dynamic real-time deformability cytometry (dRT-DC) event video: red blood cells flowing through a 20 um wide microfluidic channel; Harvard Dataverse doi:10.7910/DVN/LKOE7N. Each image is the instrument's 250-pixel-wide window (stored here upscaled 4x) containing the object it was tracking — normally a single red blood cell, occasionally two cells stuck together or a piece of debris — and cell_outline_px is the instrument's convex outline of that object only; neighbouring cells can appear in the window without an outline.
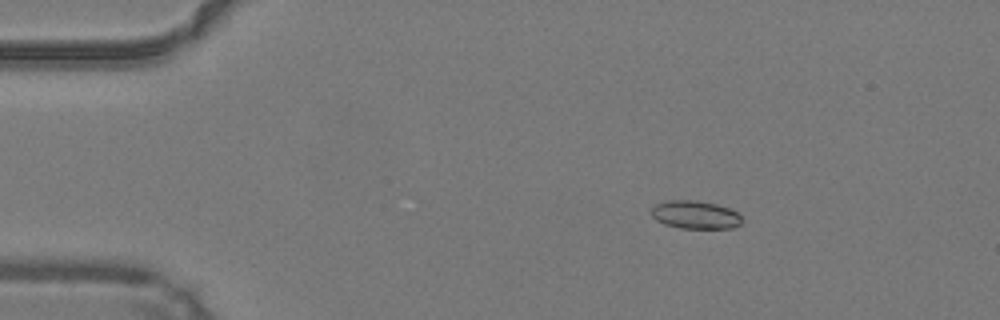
{"species": "common noctule bat (a hibernating species)", "species_latin": "Nyctalus noctula", "temperature_condition": "warm", "stored_images_in_passage": 49, "camera_frame_rate_fps": 3000, "um_per_image_px": 0.085, "animal": {"sex": "male", "body_mass_g": 19.2, "forearm_length_mm": 51.8}, "frame": {"image": 1, "passage_image": 9, "time_ms": 2.667, "image_size_px": [1000, 320], "cell_outline_px": [[744, 220], [740, 224], [732, 228], [680, 228], [664, 224], [656, 220], [652, 216], [652, 208], [656, 204], [668, 200], [696, 200], [716, 204], [740, 212]], "centroid_in_image_um": [59.14, 18.25], "position_along_channel_um": 25.9, "area_um2": 14.97}}
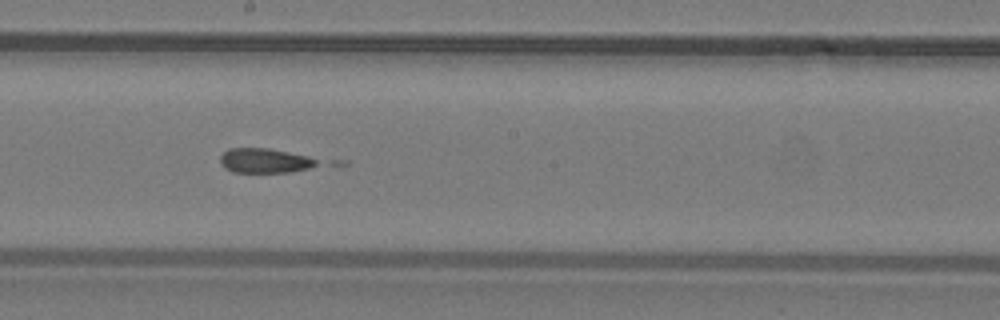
{"frame": {"image": 2, "passage_image": 28, "time_ms": 9.0, "image_size_px": [1000, 320], "cell_outline_px": [[316, 164], [308, 168], [292, 172], [232, 172], [224, 168], [220, 160], [220, 156], [228, 148], [268, 148], [308, 156], [316, 160]], "centroid_in_image_um": [22.45, 13.65], "position_along_channel_um": 225.8, "area_um2": 13.76}}
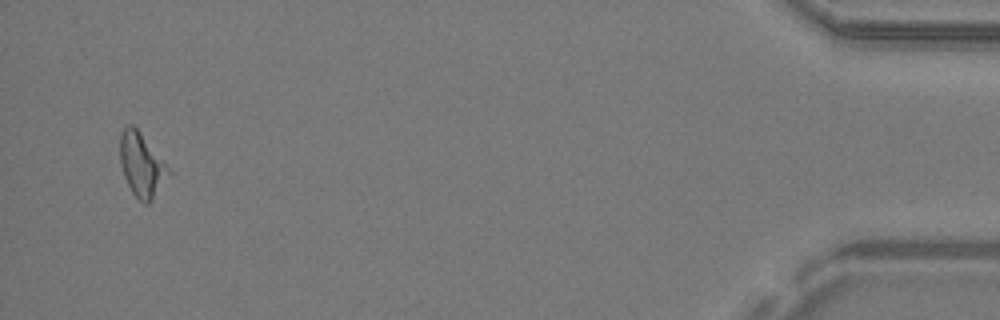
{"frame": {"image": 3, "passage_image": 48, "time_ms": 15.667, "image_size_px": [1000, 320], "cell_outline_px": [[172, 176], [152, 200], [148, 204], [144, 204], [132, 192], [124, 176], [120, 164], [120, 136], [124, 128], [128, 124], [132, 124], [140, 132], [172, 172]], "centroid_in_image_um": [12.06, 14.05], "position_along_channel_um": 423.1, "area_um2": 18.03}}